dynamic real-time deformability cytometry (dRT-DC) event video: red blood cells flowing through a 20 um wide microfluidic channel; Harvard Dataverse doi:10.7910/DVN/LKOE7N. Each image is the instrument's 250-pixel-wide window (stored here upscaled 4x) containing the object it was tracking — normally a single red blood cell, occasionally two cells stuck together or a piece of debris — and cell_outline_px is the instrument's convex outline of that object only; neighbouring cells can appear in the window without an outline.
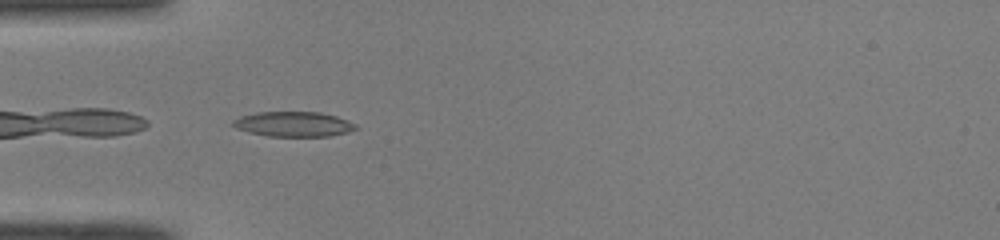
{"species": "common noctule bat (a hibernating species)", "species_latin": "Nyctalus noctula", "temperature_condition": "room temperature", "stored_images_in_passage": 35, "camera_frame_rate_fps": 3000, "um_per_image_px": 0.085, "animal": {"sex": "male", "body_mass_g": 19.0, "forearm_length_mm": 50.8}, "frame": {"image": 1, "passage_image": 1, "time_ms": 0.0, "image_size_px": [1000, 240], "cell_outline_px": [[360, 128], [348, 132], [328, 136], [268, 136], [248, 132], [236, 128], [232, 124], [232, 120], [240, 116], [256, 112], [320, 112], [336, 116], [348, 120], [356, 124]], "centroid_in_image_um": [24.96, 10.55], "position_along_channel_um": 60.0, "area_um2": 17.98}}
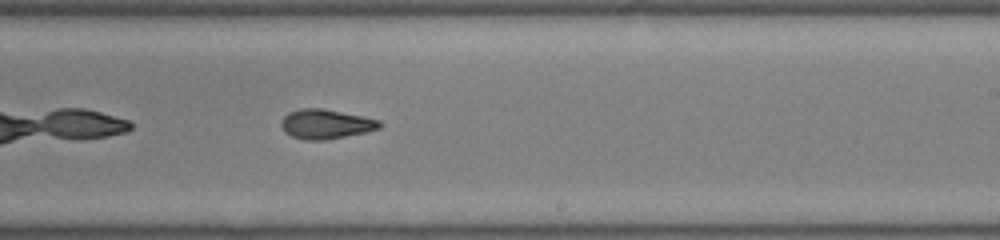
{"frame": {"image": 2, "passage_image": 16, "time_ms": 5.0, "image_size_px": [1000, 240], "cell_outline_px": [[384, 124], [380, 128], [364, 132], [324, 140], [304, 140], [292, 136], [284, 132], [280, 124], [280, 120], [288, 112], [300, 108], [324, 108], [364, 116], [380, 120]], "centroid_in_image_um": [27.68, 10.53], "position_along_channel_um": 261.3, "area_um2": 17.11}}
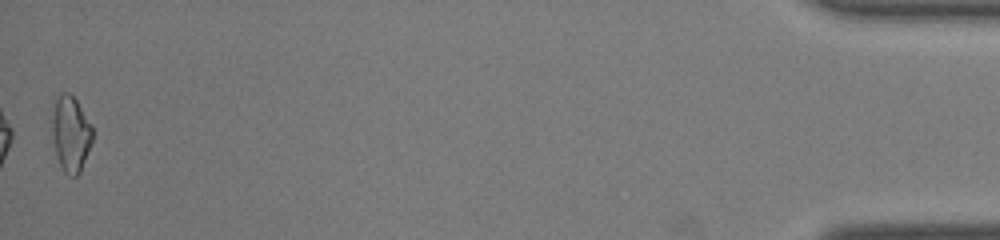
{"frame": {"image": 3, "passage_image": 35, "time_ms": 11.333, "image_size_px": [1000, 240], "cell_outline_px": [[92, 140], [80, 172], [76, 176], [68, 176], [64, 172], [56, 156], [52, 132], [52, 116], [56, 100], [60, 92], [68, 92], [76, 100], [92, 124]], "centroid_in_image_um": [6.01, 11.37], "position_along_channel_um": 429.2, "area_um2": 17.69}, "authors_computed_cell_mechanics": {"area_um2": 17.051, "velocity_mm_per_s": 4.099, "shape_relaxation_time_tau1_ms": null, "shape_relaxation_time_tau2_ms": 2.0541, "deformation_change_tau1": null, "deformation_change_tau2": 0.0881}}